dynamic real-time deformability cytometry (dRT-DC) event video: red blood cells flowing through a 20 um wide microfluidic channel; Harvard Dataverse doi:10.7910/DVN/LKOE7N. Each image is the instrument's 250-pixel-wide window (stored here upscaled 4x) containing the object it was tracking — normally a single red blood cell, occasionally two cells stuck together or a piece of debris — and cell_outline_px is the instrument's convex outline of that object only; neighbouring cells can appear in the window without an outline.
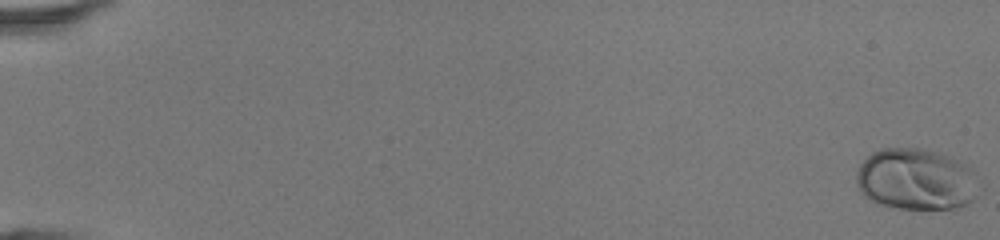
{"species": "human", "species_latin": "Homo sapiens", "temperature_condition": "room temperature", "stored_images_in_passage": 49, "camera_frame_rate_fps": 3000, "um_per_image_px": 0.085, "donor": {"sex": "female"}, "frame": {"image": 1, "passage_image": 1, "time_ms": 0.0, "image_size_px": [1000, 240], "cell_outline_px": [[984, 188], [980, 196], [968, 204], [952, 208], [900, 208], [876, 204], [868, 200], [860, 192], [856, 184], [856, 172], [860, 164], [872, 152], [880, 148], [924, 148], [948, 156], [964, 164], [968, 168]], "centroid_in_image_um": [77.88, 15.26], "position_along_channel_um": 7.1, "area_um2": 44.51}}
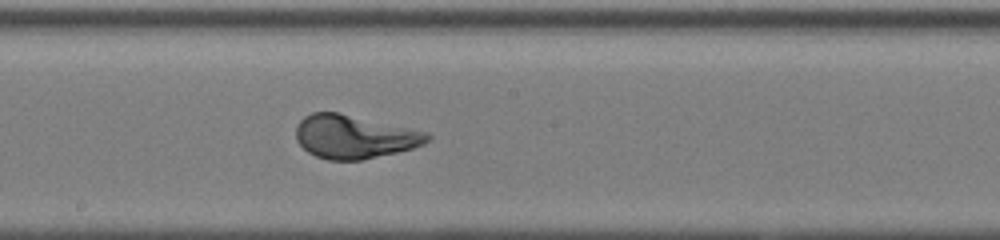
{"frame": {"image": 2, "passage_image": 29, "time_ms": 9.333, "image_size_px": [1000, 240], "cell_outline_px": [[432, 136], [424, 144], [412, 148], [396, 152], [360, 160], [328, 160], [316, 156], [308, 152], [296, 140], [296, 124], [304, 116], [312, 112], [340, 112], [428, 132]], "centroid_in_image_um": [30.09, 11.61], "position_along_channel_um": 218.1, "area_um2": 33.29}}
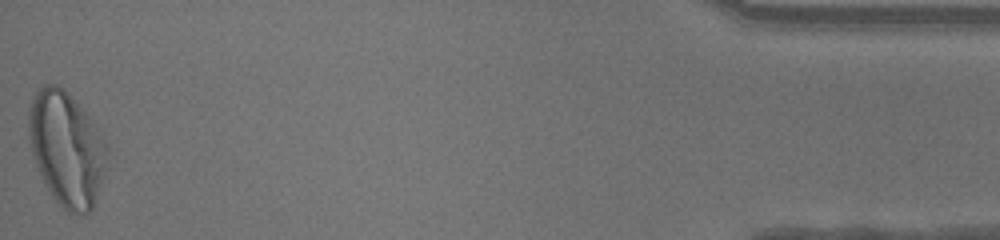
{"frame": {"image": 3, "passage_image": 49, "time_ms": 16.0, "image_size_px": [1000, 240], "cell_outline_px": [[108, 152], [104, 176], [92, 212], [68, 212], [52, 196], [36, 164], [32, 152], [28, 136], [28, 108], [32, 96], [36, 88], [44, 84], [56, 84], [64, 88], [92, 120], [108, 148]], "centroid_in_image_um": [5.64, 12.59], "position_along_channel_um": 429.6, "area_um2": 52.08}}